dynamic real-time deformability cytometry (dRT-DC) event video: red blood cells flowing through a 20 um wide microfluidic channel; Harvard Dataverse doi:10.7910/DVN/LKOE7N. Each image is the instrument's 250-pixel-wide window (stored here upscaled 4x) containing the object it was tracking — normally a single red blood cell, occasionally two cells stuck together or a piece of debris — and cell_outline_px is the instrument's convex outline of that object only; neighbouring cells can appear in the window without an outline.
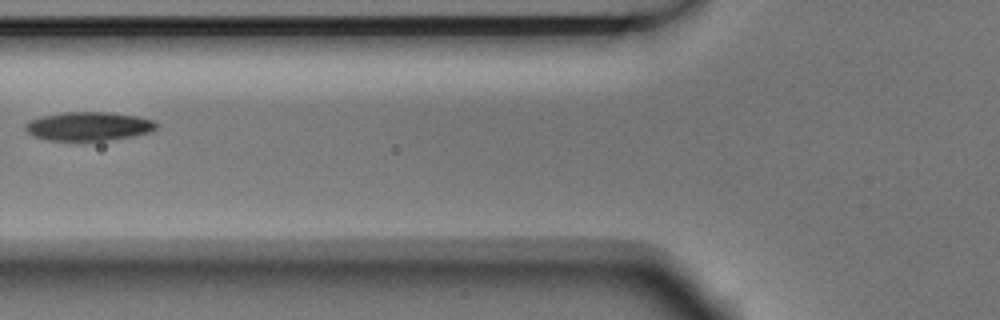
{"species": "Egyptian fruit bat (a non-hibernating species)", "species_latin": "Rousettus aegyptiacus", "temperature_condition": "room temperature", "stored_images_in_passage": 10, "camera_frame_rate_fps": 3000, "um_per_image_px": 0.085, "animal": {"sex": "male"}, "frame": {"image": 1, "passage_image": 6, "time_ms": 1.667, "image_size_px": [1000, 320], "cell_outline_px": [[156, 128], [152, 132], [132, 136], [108, 140], [48, 140], [32, 136], [24, 128], [24, 124], [28, 120], [40, 116], [64, 112], [108, 112], [136, 116], [152, 120], [156, 124]], "centroid_in_image_um": [7.48, 10.73], "position_along_channel_um": 118.3, "area_um2": 21.96}}
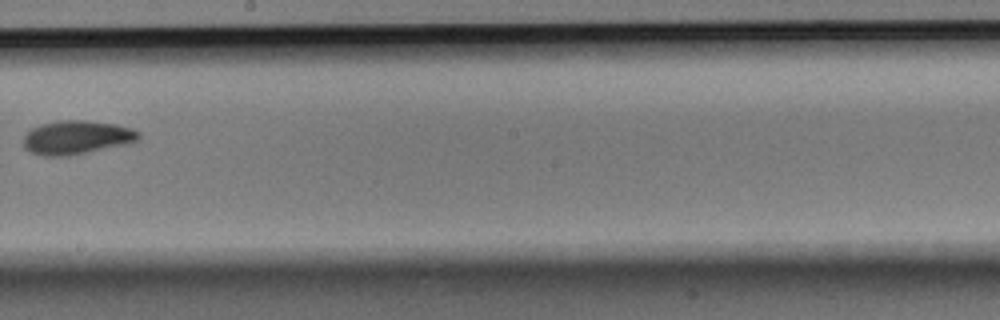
{"frame": {"image": 2, "passage_image": 9, "time_ms": 2.667, "image_size_px": [1000, 320], "cell_outline_px": [[140, 136], [132, 144], [68, 156], [44, 156], [32, 152], [24, 148], [24, 136], [32, 128], [40, 124], [60, 120], [84, 120], [116, 124], [132, 128], [140, 132]], "centroid_in_image_um": [6.56, 11.68], "position_along_channel_um": 241.6, "area_um2": 22.89}}
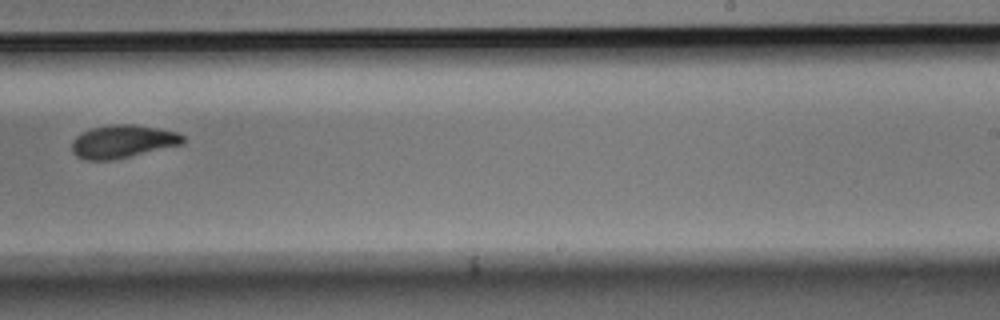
{"frame": {"image": 3, "passage_image": 10, "time_ms": 3.0, "image_size_px": [1000, 320], "cell_outline_px": [[184, 140], [180, 144], [112, 160], [84, 160], [76, 156], [72, 152], [72, 140], [80, 132], [88, 128], [112, 124], [136, 124], [176, 132], [184, 136]], "centroid_in_image_um": [10.34, 12.01], "position_along_channel_um": 278.7, "area_um2": 21.27}}